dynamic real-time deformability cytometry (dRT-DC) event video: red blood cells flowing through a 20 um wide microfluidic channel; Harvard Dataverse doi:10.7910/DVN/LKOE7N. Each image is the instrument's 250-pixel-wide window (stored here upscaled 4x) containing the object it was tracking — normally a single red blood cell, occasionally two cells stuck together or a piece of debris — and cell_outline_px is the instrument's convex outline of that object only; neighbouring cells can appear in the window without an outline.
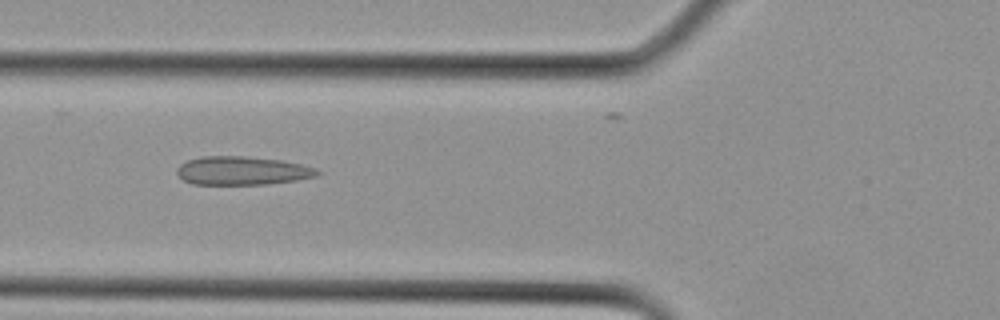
{"species": "Egyptian fruit bat (a non-hibernating species)", "species_latin": "Rousettus aegyptiacus", "temperature_condition": "cold", "stored_images_in_passage": 8, "camera_frame_rate_fps": 3000, "um_per_image_px": 0.085, "animal": {"sex": "female"}, "frame": {"image": 1, "passage_image": 2, "time_ms": 0.333, "image_size_px": [1000, 320], "cell_outline_px": [[324, 172], [316, 176], [296, 180], [268, 184], [192, 184], [184, 180], [176, 172], [176, 168], [180, 164], [188, 160], [200, 156], [244, 156], [284, 160], [316, 168]], "centroid_in_image_um": [20.61, 14.5], "position_along_channel_um": 105.2, "area_um2": 23.47}}
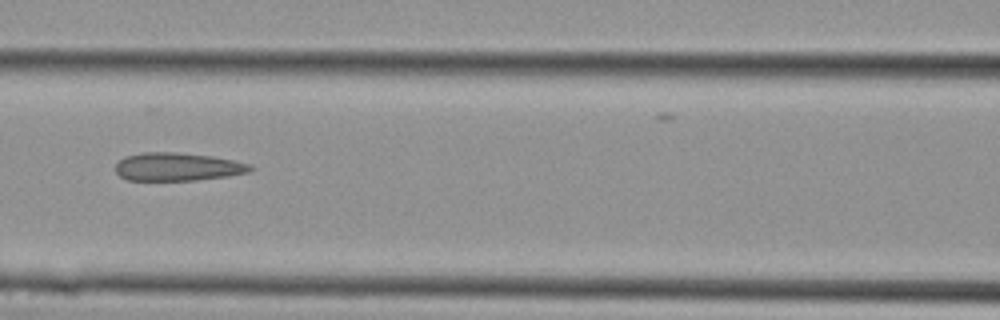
{"frame": {"image": 2, "passage_image": 4, "time_ms": 1.0, "image_size_px": [1000, 320], "cell_outline_px": [[256, 168], [248, 172], [224, 176], [196, 180], [128, 180], [120, 176], [116, 172], [116, 164], [124, 156], [144, 152], [176, 152], [212, 156], [232, 160], [248, 164]], "centroid_in_image_um": [15.06, 14.17], "position_along_channel_um": 151.5, "area_um2": 21.91}}
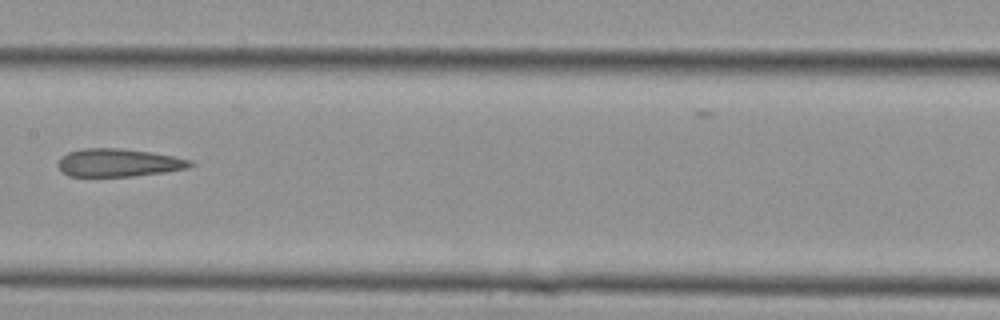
{"frame": {"image": 3, "passage_image": 6, "time_ms": 1.667, "image_size_px": [1000, 320], "cell_outline_px": [[196, 164], [188, 168], [164, 172], [132, 176], [68, 176], [56, 164], [68, 152], [84, 148], [120, 148], [148, 152], [172, 156], [192, 160]], "centroid_in_image_um": [10.1, 13.83], "position_along_channel_um": 197.3, "area_um2": 21.33}}